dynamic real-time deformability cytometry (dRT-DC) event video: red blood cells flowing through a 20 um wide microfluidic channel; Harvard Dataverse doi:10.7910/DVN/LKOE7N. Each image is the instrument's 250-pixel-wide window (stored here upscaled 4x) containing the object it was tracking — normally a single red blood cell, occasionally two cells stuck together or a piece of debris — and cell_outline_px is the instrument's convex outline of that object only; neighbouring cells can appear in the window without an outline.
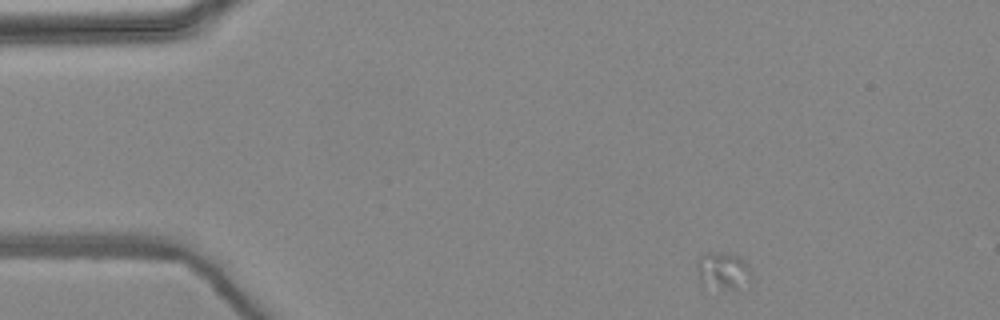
{"species": "common noctule bat (a hibernating species)", "species_latin": "Nyctalus noctula", "temperature_condition": "warm", "stored_images_in_passage": 3, "camera_frame_rate_fps": 3000, "um_per_image_px": 0.085, "animal": {"sex": "female", "body_mass_g": 24.6, "forearm_length_mm": 56.2}, "frame": {"image": 1, "passage_image": 1, "time_ms": 0.0, "image_size_px": [1000, 320], "cell_outline_px": [[752, 272], [736, 288], [720, 288], [700, 284], [696, 272], [696, 264], [700, 256], [704, 252], [728, 252], [740, 256], [748, 264]], "centroid_in_image_um": [61.36, 22.93], "position_along_channel_um": 23.6, "area_um2": 11.68}}